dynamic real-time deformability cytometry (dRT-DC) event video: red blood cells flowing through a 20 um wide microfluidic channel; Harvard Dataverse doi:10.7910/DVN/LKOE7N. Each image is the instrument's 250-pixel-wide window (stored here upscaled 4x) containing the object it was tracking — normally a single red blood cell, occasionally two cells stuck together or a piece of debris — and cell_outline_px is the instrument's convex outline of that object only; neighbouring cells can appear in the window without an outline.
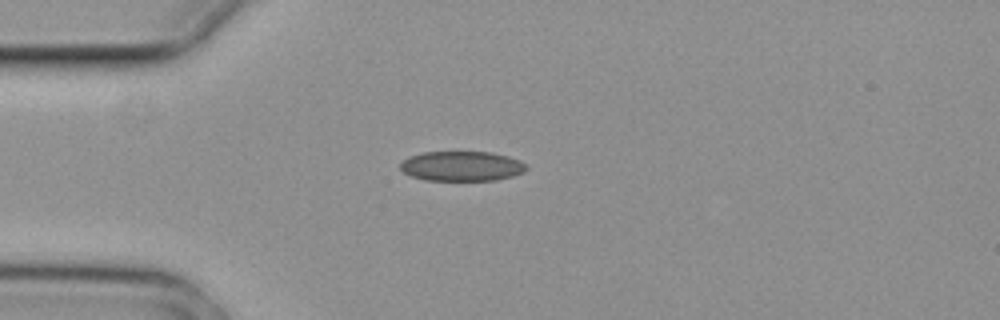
{"species": "common noctule bat (a hibernating species)", "species_latin": "Nyctalus noctula", "temperature_condition": "cold", "stored_images_in_passage": 1, "camera_frame_rate_fps": 3000, "um_per_image_px": 0.085, "animal": {"sex": "female", "body_mass_g": 29.2, "forearm_length_mm": 56.3}, "frame": {"image": 1, "passage_image": 1, "time_ms": 0.0, "image_size_px": [1000, 320], "cell_outline_px": [[528, 168], [524, 172], [512, 176], [496, 180], [424, 180], [412, 176], [404, 172], [400, 168], [400, 164], [408, 156], [424, 152], [492, 152], [508, 156], [520, 160], [528, 164]], "centroid_in_image_um": [39.28, 14.12], "position_along_channel_um": 45.7, "area_um2": 22.02}}